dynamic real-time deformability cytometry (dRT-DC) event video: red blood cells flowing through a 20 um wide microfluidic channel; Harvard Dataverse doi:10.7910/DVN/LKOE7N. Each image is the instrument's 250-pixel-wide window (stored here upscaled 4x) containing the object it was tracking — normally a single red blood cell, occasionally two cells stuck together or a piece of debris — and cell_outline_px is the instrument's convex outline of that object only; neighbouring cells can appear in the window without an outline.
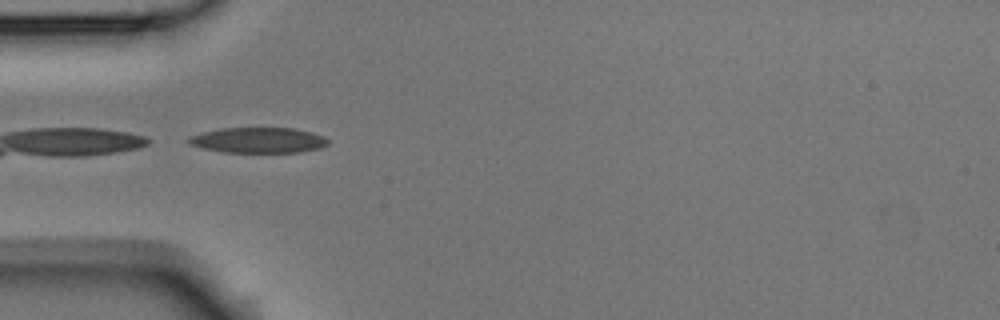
{"species": "Egyptian fruit bat (a non-hibernating species)", "species_latin": "Rousettus aegyptiacus", "temperature_condition": "room temperature", "stored_images_in_passage": 8, "camera_frame_rate_fps": 3000, "um_per_image_px": 0.085, "animal": {"sex": "male"}, "frame": {"image": 1, "passage_image": 4, "time_ms": 1.0, "image_size_px": [1000, 320], "cell_outline_px": [[328, 144], [320, 148], [300, 152], [224, 152], [200, 148], [188, 144], [188, 136], [220, 128], [296, 128], [312, 132], [324, 136], [328, 140]], "centroid_in_image_um": [21.95, 11.91], "position_along_channel_um": 63.1, "area_um2": 20.81}}
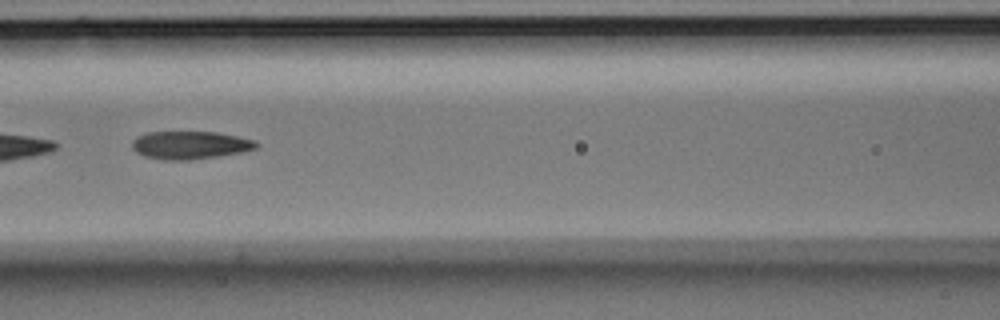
{"frame": {"image": 2, "passage_image": 6, "time_ms": 1.667, "image_size_px": [1000, 320], "cell_outline_px": [[260, 144], [256, 148], [240, 152], [192, 160], [164, 160], [144, 156], [136, 152], [132, 148], [132, 140], [136, 136], [148, 132], [216, 132], [256, 140]], "centroid_in_image_um": [16.13, 12.33], "position_along_channel_um": 150.5, "area_um2": 20.23}}
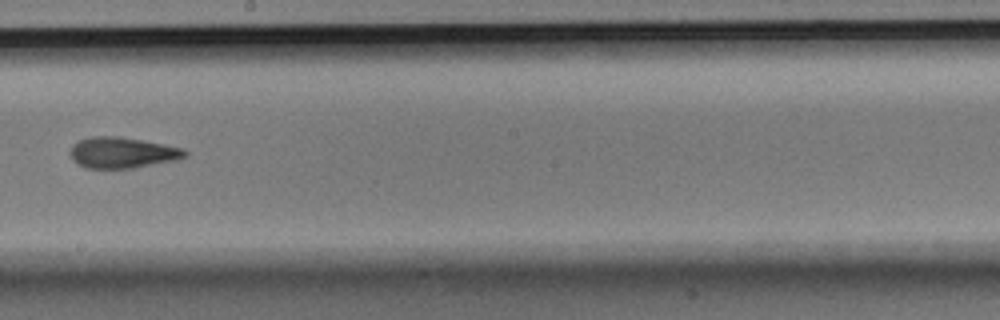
{"frame": {"image": 3, "passage_image": 8, "time_ms": 2.333, "image_size_px": [1000, 320], "cell_outline_px": [[188, 156], [176, 160], [132, 168], [84, 168], [76, 164], [72, 160], [72, 144], [80, 140], [92, 136], [116, 136], [164, 144], [184, 148], [188, 152]], "centroid_in_image_um": [10.41, 12.98], "position_along_channel_um": 237.8, "area_um2": 20.63}}